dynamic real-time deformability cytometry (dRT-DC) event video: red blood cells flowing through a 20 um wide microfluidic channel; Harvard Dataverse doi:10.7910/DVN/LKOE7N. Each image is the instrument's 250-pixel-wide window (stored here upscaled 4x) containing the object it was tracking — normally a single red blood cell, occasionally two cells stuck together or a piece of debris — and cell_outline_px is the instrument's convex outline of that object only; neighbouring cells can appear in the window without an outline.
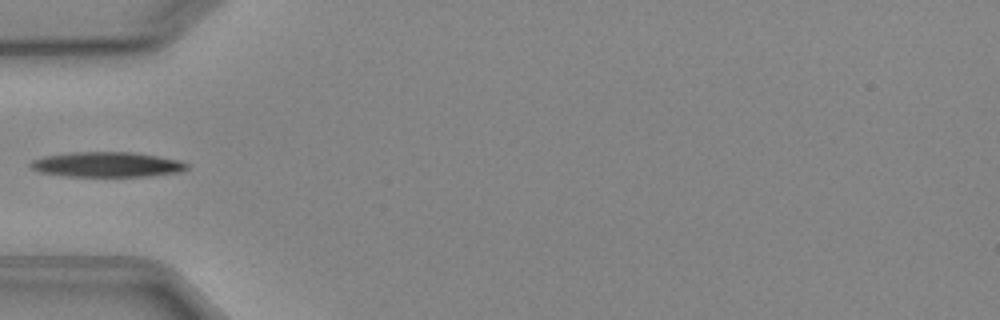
{"species": "Egyptian fruit bat (a non-hibernating species)", "species_latin": "Rousettus aegyptiacus", "temperature_condition": "cold", "stored_images_in_passage": 4, "camera_frame_rate_fps": 3000, "um_per_image_px": 0.085, "animal": {"sex": "female"}, "frame": {"image": 1, "passage_image": 4, "time_ms": 4.333, "image_size_px": [1000, 320], "cell_outline_px": [[188, 168], [180, 172], [148, 176], [64, 176], [40, 172], [28, 168], [28, 164], [32, 160], [44, 156], [68, 152], [132, 152], [180, 160], [188, 164]], "centroid_in_image_um": [9.04, 13.98], "position_along_channel_um": 76.0, "area_um2": 22.95}}